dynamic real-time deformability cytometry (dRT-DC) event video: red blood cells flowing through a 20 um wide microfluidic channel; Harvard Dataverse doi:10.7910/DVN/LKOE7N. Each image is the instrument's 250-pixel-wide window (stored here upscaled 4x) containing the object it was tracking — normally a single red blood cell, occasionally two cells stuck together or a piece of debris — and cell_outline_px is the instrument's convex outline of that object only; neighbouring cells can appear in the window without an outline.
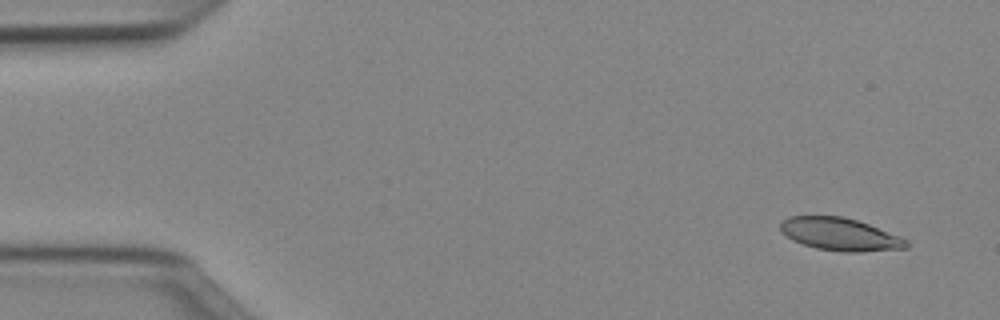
{"species": "Egyptian fruit bat (a non-hibernating species)", "species_latin": "Rousettus aegyptiacus", "temperature_condition": "cold", "stored_images_in_passage": 50, "camera_frame_rate_fps": 3000, "um_per_image_px": 0.085, "animal": {"sex": "female"}, "frame": {"image": 1, "passage_image": 3, "time_ms": 0.667, "image_size_px": [1000, 320], "cell_outline_px": [[908, 248], [860, 252], [844, 252], [816, 248], [792, 240], [780, 232], [780, 224], [788, 216], [844, 216], [868, 224], [900, 236], [908, 240]], "centroid_in_image_um": [71.4, 19.91], "position_along_channel_um": 13.6, "area_um2": 23.99}}
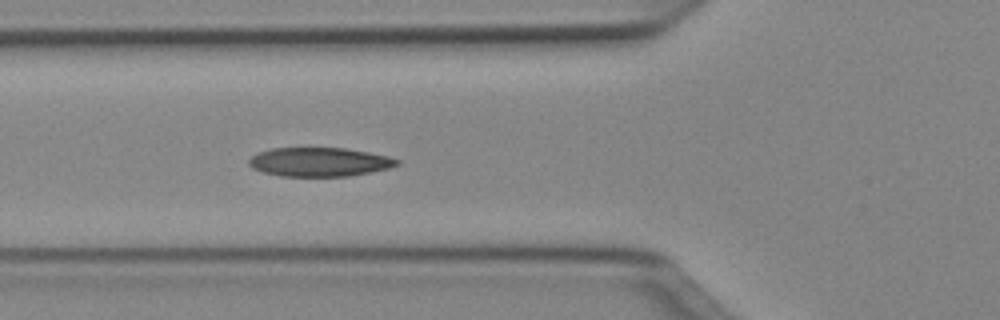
{"frame": {"image": 2, "passage_image": 18, "time_ms": 5.667, "image_size_px": [1000, 320], "cell_outline_px": [[400, 164], [388, 168], [348, 176], [280, 176], [264, 172], [252, 168], [248, 164], [248, 160], [252, 156], [260, 152], [272, 148], [344, 148], [368, 152], [388, 156], [400, 160]], "centroid_in_image_um": [27.14, 13.76], "position_along_channel_um": 98.7, "area_um2": 24.8}}
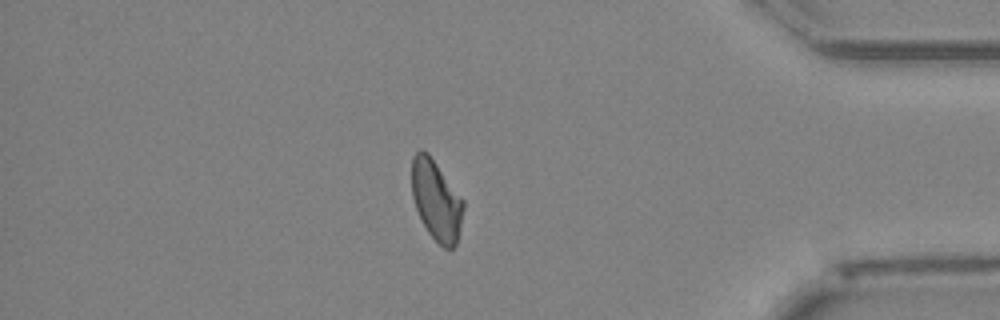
{"frame": {"image": 3, "passage_image": 43, "time_ms": 14.0, "image_size_px": [1000, 320], "cell_outline_px": [[464, 208], [456, 244], [452, 248], [444, 248], [428, 232], [416, 208], [412, 196], [412, 156], [420, 148], [428, 152], [464, 200]], "centroid_in_image_um": [37.08, 16.98], "position_along_channel_um": 398.1, "area_um2": 23.93}, "authors_computed_cell_mechanics": {"area_um2": 24.565, "velocity_mm_per_s": 3.9941, "shape_relaxation_time_tau1_ms": 5.5915, "shape_relaxation_time_tau2_ms": 2.7701, "deformation_change_tau1": 0.1619, "deformation_change_tau2": 0.0994}}